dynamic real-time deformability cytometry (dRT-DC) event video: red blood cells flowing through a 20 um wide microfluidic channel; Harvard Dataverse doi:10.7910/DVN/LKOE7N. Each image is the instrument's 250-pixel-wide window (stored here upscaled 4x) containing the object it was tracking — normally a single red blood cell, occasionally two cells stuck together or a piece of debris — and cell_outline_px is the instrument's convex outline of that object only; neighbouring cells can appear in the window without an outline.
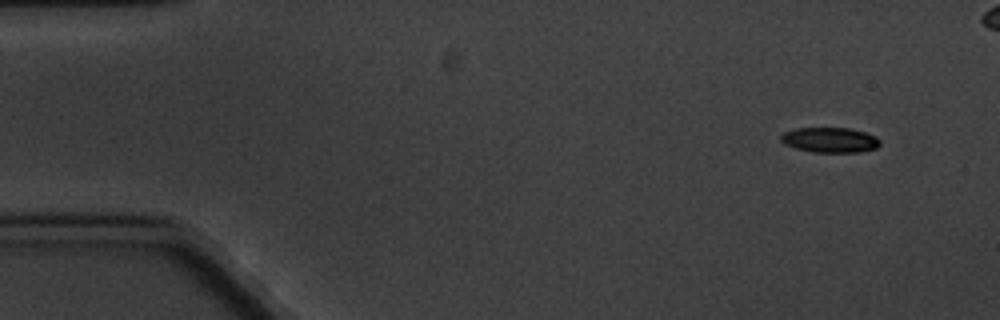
{"species": "common noctule bat (a hibernating species)", "species_latin": "Nyctalus noctula", "temperature_condition": "cold", "stored_images_in_passage": 5, "camera_frame_rate_fps": 3000, "um_per_image_px": 0.085, "animal": {"sex": "male", "body_mass_g": 20.1, "forearm_length_mm": 53.5}, "frame": {"image": 1, "passage_image": 1, "time_ms": 0.0, "image_size_px": [1000, 320], "cell_outline_px": [[880, 144], [876, 148], [860, 152], [812, 152], [796, 148], [784, 144], [780, 140], [780, 136], [784, 132], [796, 128], [848, 128], [864, 132], [876, 136], [880, 140]], "centroid_in_image_um": [70.54, 11.9], "position_along_channel_um": 14.5, "area_um2": 14.51}}